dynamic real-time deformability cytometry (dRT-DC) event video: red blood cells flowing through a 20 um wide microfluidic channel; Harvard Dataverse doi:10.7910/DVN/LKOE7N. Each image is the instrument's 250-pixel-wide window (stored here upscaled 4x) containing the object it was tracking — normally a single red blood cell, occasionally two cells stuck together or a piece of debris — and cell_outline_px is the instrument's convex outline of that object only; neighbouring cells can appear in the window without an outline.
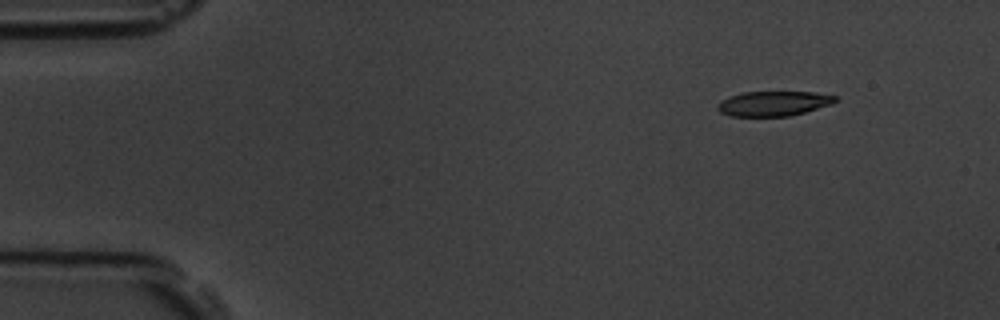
{"species": "common noctule bat (a hibernating species)", "species_latin": "Nyctalus noctula", "temperature_condition": "room temperature", "stored_images_in_passage": 4, "camera_frame_rate_fps": 3000, "um_per_image_px": 0.085, "animal": {"sex": "male", "body_mass_g": 19.5, "forearm_length_mm": 54.6}, "frame": {"image": 1, "passage_image": 1, "time_ms": 0.0, "image_size_px": [1000, 320], "cell_outline_px": [[840, 100], [832, 104], [804, 112], [788, 116], [732, 116], [720, 112], [716, 108], [716, 104], [720, 100], [728, 96], [744, 92], [816, 92], [836, 96]], "centroid_in_image_um": [65.74, 8.79], "position_along_channel_um": 19.3, "area_um2": 17.17}}
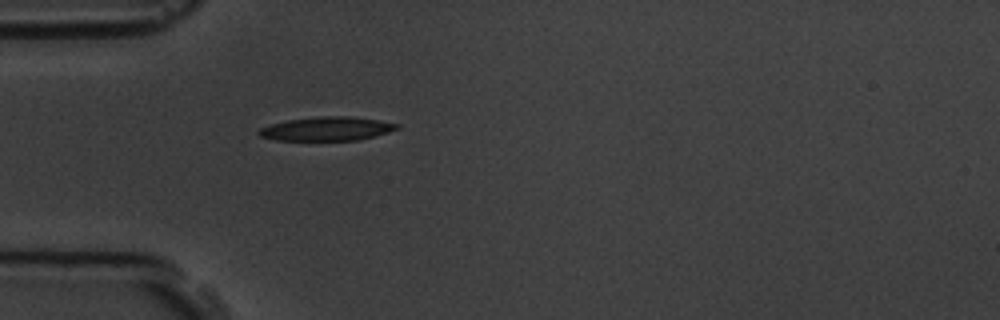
{"frame": {"image": 2, "passage_image": 4, "time_ms": 3.333, "image_size_px": [1000, 320], "cell_outline_px": [[400, 128], [388, 132], [356, 140], [276, 140], [260, 136], [256, 132], [260, 128], [272, 124], [288, 120], [316, 116], [348, 116], [376, 120], [400, 124]], "centroid_in_image_um": [27.76, 10.94], "position_along_channel_um": 57.2, "area_um2": 18.96}}